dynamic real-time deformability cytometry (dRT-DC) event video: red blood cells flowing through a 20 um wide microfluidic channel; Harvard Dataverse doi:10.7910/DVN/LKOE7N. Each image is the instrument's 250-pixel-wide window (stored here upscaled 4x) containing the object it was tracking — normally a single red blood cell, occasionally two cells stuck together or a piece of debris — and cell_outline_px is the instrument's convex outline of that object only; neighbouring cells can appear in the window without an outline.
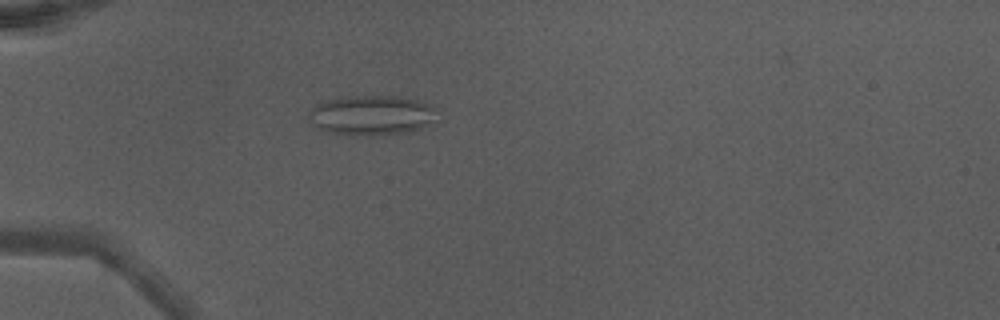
{"species": "Egyptian fruit bat (a non-hibernating species)", "species_latin": "Rousettus aegyptiacus", "temperature_condition": "warm", "stored_images_in_passage": 39, "camera_frame_rate_fps": 3000, "um_per_image_px": 0.085, "animal": {"sex": "male"}, "frame": {"image": 1, "passage_image": 6, "time_ms": 1.667, "image_size_px": [1000, 320], "cell_outline_px": [[436, 108], [432, 120], [420, 128], [408, 132], [356, 136], [328, 132], [320, 128], [308, 120], [308, 112], [316, 104], [328, 100], [344, 96], [396, 96], [416, 100], [432, 104]], "centroid_in_image_um": [31.54, 9.78], "position_along_channel_um": 53.5, "area_um2": 29.54}, "authors_computed_cell_mechanics": {"area_um2": 22.4842, "velocity_mm_per_s": 4.4022, "shape_relaxation_time_tau1_ms": null, "shape_relaxation_time_tau2_ms": 2.0015, "deformation_change_tau1": null, "deformation_change_tau2": 0.131}}